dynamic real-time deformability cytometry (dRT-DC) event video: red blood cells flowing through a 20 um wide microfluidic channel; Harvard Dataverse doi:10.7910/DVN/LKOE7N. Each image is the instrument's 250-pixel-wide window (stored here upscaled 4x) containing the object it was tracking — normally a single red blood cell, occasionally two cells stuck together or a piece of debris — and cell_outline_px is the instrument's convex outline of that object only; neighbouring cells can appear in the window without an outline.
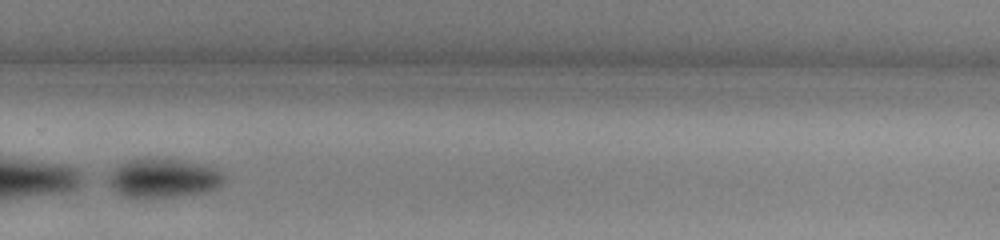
{"species": "common noctule bat (a hibernating species)", "species_latin": "Nyctalus noctula", "temperature_condition": "warm", "stored_images_in_passage": 39, "camera_frame_rate_fps": 3000, "um_per_image_px": 0.085, "animal": {"sex": "male", "body_mass_g": 13.0, "forearm_length_mm": 53.1}, "frame": {"image": 1, "passage_image": 23, "time_ms": 7.333, "image_size_px": [1000, 240], "cell_outline_px": [[224, 180], [220, 188], [204, 192], [176, 196], [144, 200], [124, 196], [116, 192], [108, 184], [108, 176], [120, 164], [128, 160], [184, 160], [204, 164], [220, 168], [224, 176]], "centroid_in_image_um": [13.93, 15.18], "position_along_channel_um": 315.9, "area_um2": 26.59}}